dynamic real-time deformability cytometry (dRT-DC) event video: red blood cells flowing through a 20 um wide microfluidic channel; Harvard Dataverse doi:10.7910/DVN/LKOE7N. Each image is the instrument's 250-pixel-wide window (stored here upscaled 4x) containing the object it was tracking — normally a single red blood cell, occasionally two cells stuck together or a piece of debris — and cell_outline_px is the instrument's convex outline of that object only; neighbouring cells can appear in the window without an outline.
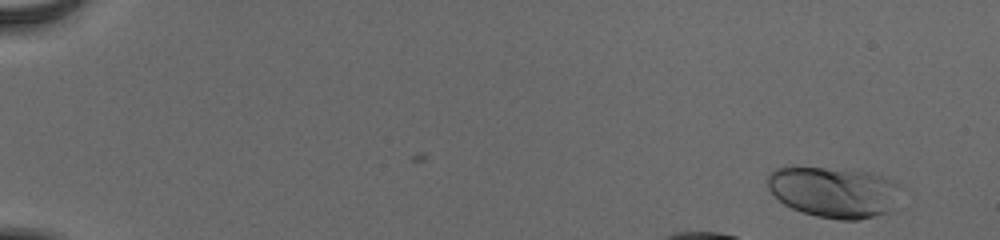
{"species": "human", "species_latin": "Homo sapiens", "temperature_condition": "cold", "stored_images_in_passage": 19, "camera_frame_rate_fps": 3000, "um_per_image_px": 0.085, "donor": {"sex": "male"}, "frame": {"image": 1, "passage_image": 4, "time_ms": 1.0, "image_size_px": [1000, 240], "cell_outline_px": [[892, 184], [888, 212], [860, 220], [840, 220], [816, 216], [792, 208], [784, 204], [768, 188], [768, 172], [776, 168], [824, 168], [864, 172], [880, 176], [888, 180]], "centroid_in_image_um": [70.68, 16.34], "position_along_channel_um": 14.3, "area_um2": 37.45}}